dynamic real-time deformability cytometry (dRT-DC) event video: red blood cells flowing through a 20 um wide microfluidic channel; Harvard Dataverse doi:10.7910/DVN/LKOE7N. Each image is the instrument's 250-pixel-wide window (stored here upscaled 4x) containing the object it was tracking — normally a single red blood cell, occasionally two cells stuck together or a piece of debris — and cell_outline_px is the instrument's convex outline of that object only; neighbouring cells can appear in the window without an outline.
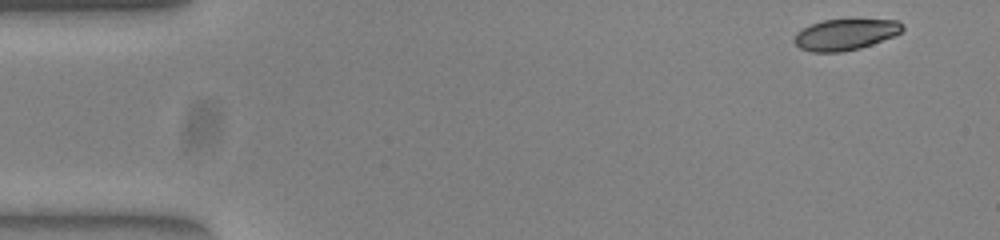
{"species": "common noctule bat (a hibernating species)", "species_latin": "Nyctalus noctula", "temperature_condition": "warm", "stored_images_in_passage": 51, "camera_frame_rate_fps": 3000, "um_per_image_px": 0.085, "animal": {"sex": "female", "body_mass_g": 23.0, "forearm_length_mm": 53.4}, "frame": {"image": 1, "passage_image": 1, "time_ms": 0.0, "image_size_px": [1000, 240], "cell_outline_px": [[904, 28], [900, 32], [892, 36], [872, 44], [860, 48], [840, 52], [812, 52], [800, 48], [792, 40], [796, 32], [812, 24], [824, 20], [896, 20], [904, 24]], "centroid_in_image_um": [71.82, 2.94], "position_along_channel_um": 13.2, "area_um2": 19.36}}
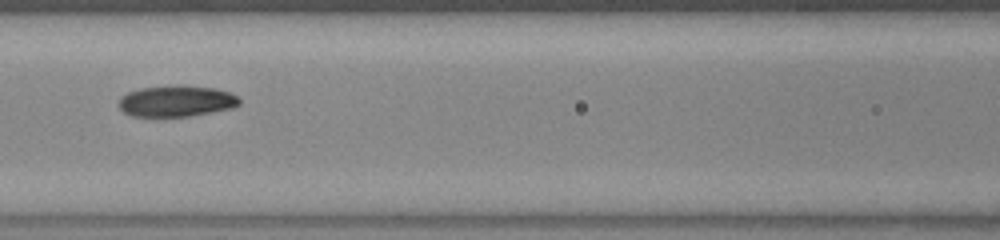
{"frame": {"image": 2, "passage_image": 21, "time_ms": 6.667, "image_size_px": [1000, 240], "cell_outline_px": [[240, 104], [232, 108], [212, 112], [188, 116], [132, 116], [124, 112], [116, 104], [120, 96], [128, 92], [140, 88], [176, 84], [180, 84], [216, 88], [240, 96]], "centroid_in_image_um": [14.98, 8.57], "position_along_channel_um": 151.6, "area_um2": 22.31}}
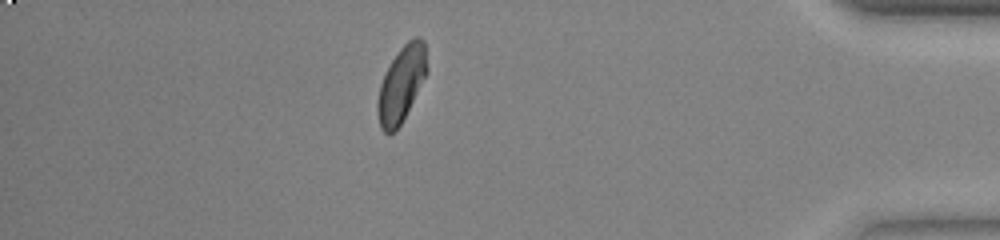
{"frame": {"image": 3, "passage_image": 44, "time_ms": 14.333, "image_size_px": [1000, 240], "cell_outline_px": [[428, 72], [400, 124], [388, 136], [380, 128], [376, 108], [376, 104], [380, 84], [392, 60], [400, 48], [408, 40], [416, 36], [420, 36], [424, 40], [428, 68]], "centroid_in_image_um": [34.12, 7.13], "position_along_channel_um": 401.1, "area_um2": 21.62}, "authors_computed_cell_mechanics": {"area_um2": 21.5594, "velocity_mm_per_s": 3.8371, "shape_relaxation_time_tau1_ms": 3.552, "shape_relaxation_time_tau2_ms": 4.3658, "deformation_change_tau1": 0.1275, "deformation_change_tau2": 0.0968}}